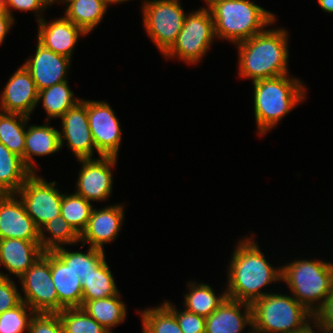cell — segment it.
I'll return each instance as SVG.
<instances>
[{
  "instance_id": "f1b7e54d",
  "label": "cell",
  "mask_w": 333,
  "mask_h": 333,
  "mask_svg": "<svg viewBox=\"0 0 333 333\" xmlns=\"http://www.w3.org/2000/svg\"><path fill=\"white\" fill-rule=\"evenodd\" d=\"M46 231L49 233V236L45 235ZM39 237L40 245L44 252L54 251L57 248L63 247V245H75L80 242V235L61 214L40 228Z\"/></svg>"
},
{
  "instance_id": "c3c4849f",
  "label": "cell",
  "mask_w": 333,
  "mask_h": 333,
  "mask_svg": "<svg viewBox=\"0 0 333 333\" xmlns=\"http://www.w3.org/2000/svg\"><path fill=\"white\" fill-rule=\"evenodd\" d=\"M0 277L9 278L8 274H4V272L2 273L1 271H0Z\"/></svg>"
},
{
  "instance_id": "f6af8a7d",
  "label": "cell",
  "mask_w": 333,
  "mask_h": 333,
  "mask_svg": "<svg viewBox=\"0 0 333 333\" xmlns=\"http://www.w3.org/2000/svg\"><path fill=\"white\" fill-rule=\"evenodd\" d=\"M9 194L10 193L0 183V199L7 197Z\"/></svg>"
},
{
  "instance_id": "5b68a950",
  "label": "cell",
  "mask_w": 333,
  "mask_h": 333,
  "mask_svg": "<svg viewBox=\"0 0 333 333\" xmlns=\"http://www.w3.org/2000/svg\"><path fill=\"white\" fill-rule=\"evenodd\" d=\"M281 268V281L286 283L291 295L314 315L333 289V263L320 259H296Z\"/></svg>"
},
{
  "instance_id": "7402d4cb",
  "label": "cell",
  "mask_w": 333,
  "mask_h": 333,
  "mask_svg": "<svg viewBox=\"0 0 333 333\" xmlns=\"http://www.w3.org/2000/svg\"><path fill=\"white\" fill-rule=\"evenodd\" d=\"M49 124L47 121L44 125L27 126L24 164L32 173L37 172L33 156L51 155L60 150L59 130Z\"/></svg>"
},
{
  "instance_id": "484cf974",
  "label": "cell",
  "mask_w": 333,
  "mask_h": 333,
  "mask_svg": "<svg viewBox=\"0 0 333 333\" xmlns=\"http://www.w3.org/2000/svg\"><path fill=\"white\" fill-rule=\"evenodd\" d=\"M30 117L0 111V142L24 162L26 126Z\"/></svg>"
},
{
  "instance_id": "f546056e",
  "label": "cell",
  "mask_w": 333,
  "mask_h": 333,
  "mask_svg": "<svg viewBox=\"0 0 333 333\" xmlns=\"http://www.w3.org/2000/svg\"><path fill=\"white\" fill-rule=\"evenodd\" d=\"M108 263L105 261L96 271L84 277L82 301L105 299L119 293Z\"/></svg>"
},
{
  "instance_id": "52a82bcc",
  "label": "cell",
  "mask_w": 333,
  "mask_h": 333,
  "mask_svg": "<svg viewBox=\"0 0 333 333\" xmlns=\"http://www.w3.org/2000/svg\"><path fill=\"white\" fill-rule=\"evenodd\" d=\"M216 38L214 22L208 7L187 13L183 27L173 46L163 55L180 58L188 64L200 62Z\"/></svg>"
},
{
  "instance_id": "8d00e7d4",
  "label": "cell",
  "mask_w": 333,
  "mask_h": 333,
  "mask_svg": "<svg viewBox=\"0 0 333 333\" xmlns=\"http://www.w3.org/2000/svg\"><path fill=\"white\" fill-rule=\"evenodd\" d=\"M28 333H64V330L58 314L35 313Z\"/></svg>"
},
{
  "instance_id": "9c48e42d",
  "label": "cell",
  "mask_w": 333,
  "mask_h": 333,
  "mask_svg": "<svg viewBox=\"0 0 333 333\" xmlns=\"http://www.w3.org/2000/svg\"><path fill=\"white\" fill-rule=\"evenodd\" d=\"M25 302L35 313H58V295L51 276V251L44 252L38 260L19 277Z\"/></svg>"
},
{
  "instance_id": "7dc6e473",
  "label": "cell",
  "mask_w": 333,
  "mask_h": 333,
  "mask_svg": "<svg viewBox=\"0 0 333 333\" xmlns=\"http://www.w3.org/2000/svg\"><path fill=\"white\" fill-rule=\"evenodd\" d=\"M316 329H318V331L320 330V332H322V333H333L332 331H330V330H325V329L319 327L318 325H317Z\"/></svg>"
},
{
  "instance_id": "4fadbf2b",
  "label": "cell",
  "mask_w": 333,
  "mask_h": 333,
  "mask_svg": "<svg viewBox=\"0 0 333 333\" xmlns=\"http://www.w3.org/2000/svg\"><path fill=\"white\" fill-rule=\"evenodd\" d=\"M62 132L59 131L60 149L66 140L69 149L78 159L93 158L94 144L87 116V100H81L61 117Z\"/></svg>"
},
{
  "instance_id": "74e56055",
  "label": "cell",
  "mask_w": 333,
  "mask_h": 333,
  "mask_svg": "<svg viewBox=\"0 0 333 333\" xmlns=\"http://www.w3.org/2000/svg\"><path fill=\"white\" fill-rule=\"evenodd\" d=\"M22 302L21 293L13 279L0 277V314Z\"/></svg>"
},
{
  "instance_id": "ffe728a7",
  "label": "cell",
  "mask_w": 333,
  "mask_h": 333,
  "mask_svg": "<svg viewBox=\"0 0 333 333\" xmlns=\"http://www.w3.org/2000/svg\"><path fill=\"white\" fill-rule=\"evenodd\" d=\"M44 253L40 241L0 239V266L21 277Z\"/></svg>"
},
{
  "instance_id": "f907efd6",
  "label": "cell",
  "mask_w": 333,
  "mask_h": 333,
  "mask_svg": "<svg viewBox=\"0 0 333 333\" xmlns=\"http://www.w3.org/2000/svg\"><path fill=\"white\" fill-rule=\"evenodd\" d=\"M3 10V3H0V12Z\"/></svg>"
},
{
  "instance_id": "8992f818",
  "label": "cell",
  "mask_w": 333,
  "mask_h": 333,
  "mask_svg": "<svg viewBox=\"0 0 333 333\" xmlns=\"http://www.w3.org/2000/svg\"><path fill=\"white\" fill-rule=\"evenodd\" d=\"M253 333H295L314 320V315L292 295L268 293L251 304Z\"/></svg>"
},
{
  "instance_id": "7c38bea8",
  "label": "cell",
  "mask_w": 333,
  "mask_h": 333,
  "mask_svg": "<svg viewBox=\"0 0 333 333\" xmlns=\"http://www.w3.org/2000/svg\"><path fill=\"white\" fill-rule=\"evenodd\" d=\"M82 168L76 182L75 194L89 202L105 201L112 194V168L116 166L117 157L100 156L98 159H78Z\"/></svg>"
},
{
  "instance_id": "cb8c5ba5",
  "label": "cell",
  "mask_w": 333,
  "mask_h": 333,
  "mask_svg": "<svg viewBox=\"0 0 333 333\" xmlns=\"http://www.w3.org/2000/svg\"><path fill=\"white\" fill-rule=\"evenodd\" d=\"M66 4L64 17L87 35L101 23L107 6L101 0H61Z\"/></svg>"
},
{
  "instance_id": "ab89813d",
  "label": "cell",
  "mask_w": 333,
  "mask_h": 333,
  "mask_svg": "<svg viewBox=\"0 0 333 333\" xmlns=\"http://www.w3.org/2000/svg\"><path fill=\"white\" fill-rule=\"evenodd\" d=\"M314 321L319 327L333 332V289L322 307L314 314Z\"/></svg>"
},
{
  "instance_id": "4dcf8cb0",
  "label": "cell",
  "mask_w": 333,
  "mask_h": 333,
  "mask_svg": "<svg viewBox=\"0 0 333 333\" xmlns=\"http://www.w3.org/2000/svg\"><path fill=\"white\" fill-rule=\"evenodd\" d=\"M54 252L76 272L81 282L106 261L105 251L93 247H89L86 253L69 251L64 246Z\"/></svg>"
},
{
  "instance_id": "3957f363",
  "label": "cell",
  "mask_w": 333,
  "mask_h": 333,
  "mask_svg": "<svg viewBox=\"0 0 333 333\" xmlns=\"http://www.w3.org/2000/svg\"><path fill=\"white\" fill-rule=\"evenodd\" d=\"M302 83L289 74L253 82L254 114L259 136L267 134L304 101L307 89Z\"/></svg>"
},
{
  "instance_id": "1f68e13d",
  "label": "cell",
  "mask_w": 333,
  "mask_h": 333,
  "mask_svg": "<svg viewBox=\"0 0 333 333\" xmlns=\"http://www.w3.org/2000/svg\"><path fill=\"white\" fill-rule=\"evenodd\" d=\"M142 333H183L176 316L164 305L141 312Z\"/></svg>"
},
{
  "instance_id": "d4e9b609",
  "label": "cell",
  "mask_w": 333,
  "mask_h": 333,
  "mask_svg": "<svg viewBox=\"0 0 333 333\" xmlns=\"http://www.w3.org/2000/svg\"><path fill=\"white\" fill-rule=\"evenodd\" d=\"M187 283L189 293L184 295V307L199 316L207 318L228 298L226 290L216 295L212 287L206 283Z\"/></svg>"
},
{
  "instance_id": "836d02e7",
  "label": "cell",
  "mask_w": 333,
  "mask_h": 333,
  "mask_svg": "<svg viewBox=\"0 0 333 333\" xmlns=\"http://www.w3.org/2000/svg\"><path fill=\"white\" fill-rule=\"evenodd\" d=\"M57 314L64 333H110L81 307L64 308Z\"/></svg>"
},
{
  "instance_id": "d6a6232c",
  "label": "cell",
  "mask_w": 333,
  "mask_h": 333,
  "mask_svg": "<svg viewBox=\"0 0 333 333\" xmlns=\"http://www.w3.org/2000/svg\"><path fill=\"white\" fill-rule=\"evenodd\" d=\"M92 210L93 204L83 197L75 193H63L61 215L79 235L85 229Z\"/></svg>"
},
{
  "instance_id": "603a6c76",
  "label": "cell",
  "mask_w": 333,
  "mask_h": 333,
  "mask_svg": "<svg viewBox=\"0 0 333 333\" xmlns=\"http://www.w3.org/2000/svg\"><path fill=\"white\" fill-rule=\"evenodd\" d=\"M81 308L110 333L112 328L122 324L127 316V308L120 298V292L105 299L82 301Z\"/></svg>"
},
{
  "instance_id": "681fc988",
  "label": "cell",
  "mask_w": 333,
  "mask_h": 333,
  "mask_svg": "<svg viewBox=\"0 0 333 333\" xmlns=\"http://www.w3.org/2000/svg\"><path fill=\"white\" fill-rule=\"evenodd\" d=\"M207 3V6L213 1V0H205Z\"/></svg>"
},
{
  "instance_id": "2e32d148",
  "label": "cell",
  "mask_w": 333,
  "mask_h": 333,
  "mask_svg": "<svg viewBox=\"0 0 333 333\" xmlns=\"http://www.w3.org/2000/svg\"><path fill=\"white\" fill-rule=\"evenodd\" d=\"M25 61L23 65L30 72L38 91L68 81L71 59L45 48L39 42L34 56Z\"/></svg>"
},
{
  "instance_id": "30bf717a",
  "label": "cell",
  "mask_w": 333,
  "mask_h": 333,
  "mask_svg": "<svg viewBox=\"0 0 333 333\" xmlns=\"http://www.w3.org/2000/svg\"><path fill=\"white\" fill-rule=\"evenodd\" d=\"M55 185V181L46 182L37 173H32L15 193L39 230L45 223L61 214L63 193H60Z\"/></svg>"
},
{
  "instance_id": "9a60e30c",
  "label": "cell",
  "mask_w": 333,
  "mask_h": 333,
  "mask_svg": "<svg viewBox=\"0 0 333 333\" xmlns=\"http://www.w3.org/2000/svg\"><path fill=\"white\" fill-rule=\"evenodd\" d=\"M124 214V205L121 203L101 209L93 208L89 221L80 234L81 248L88 243L90 247L104 251L103 245L117 238Z\"/></svg>"
},
{
  "instance_id": "277c9868",
  "label": "cell",
  "mask_w": 333,
  "mask_h": 333,
  "mask_svg": "<svg viewBox=\"0 0 333 333\" xmlns=\"http://www.w3.org/2000/svg\"><path fill=\"white\" fill-rule=\"evenodd\" d=\"M207 7L216 38L233 44L251 38L276 21L272 12L249 0H213Z\"/></svg>"
},
{
  "instance_id": "ee69618b",
  "label": "cell",
  "mask_w": 333,
  "mask_h": 333,
  "mask_svg": "<svg viewBox=\"0 0 333 333\" xmlns=\"http://www.w3.org/2000/svg\"><path fill=\"white\" fill-rule=\"evenodd\" d=\"M107 7L110 6V4H119V3H123L124 1H129V0H101Z\"/></svg>"
},
{
  "instance_id": "5bb4252c",
  "label": "cell",
  "mask_w": 333,
  "mask_h": 333,
  "mask_svg": "<svg viewBox=\"0 0 333 333\" xmlns=\"http://www.w3.org/2000/svg\"><path fill=\"white\" fill-rule=\"evenodd\" d=\"M39 91L30 72L22 65L10 76L0 97V111L30 117L38 104Z\"/></svg>"
},
{
  "instance_id": "e0dca14e",
  "label": "cell",
  "mask_w": 333,
  "mask_h": 333,
  "mask_svg": "<svg viewBox=\"0 0 333 333\" xmlns=\"http://www.w3.org/2000/svg\"><path fill=\"white\" fill-rule=\"evenodd\" d=\"M40 241L39 229L15 193L0 199V239Z\"/></svg>"
},
{
  "instance_id": "83f0119b",
  "label": "cell",
  "mask_w": 333,
  "mask_h": 333,
  "mask_svg": "<svg viewBox=\"0 0 333 333\" xmlns=\"http://www.w3.org/2000/svg\"><path fill=\"white\" fill-rule=\"evenodd\" d=\"M81 100L74 97L67 81L42 89L38 94V104L42 101L47 121L61 117Z\"/></svg>"
},
{
  "instance_id": "4316f807",
  "label": "cell",
  "mask_w": 333,
  "mask_h": 333,
  "mask_svg": "<svg viewBox=\"0 0 333 333\" xmlns=\"http://www.w3.org/2000/svg\"><path fill=\"white\" fill-rule=\"evenodd\" d=\"M32 172L22 158L12 153L0 142V183L9 192L16 193Z\"/></svg>"
},
{
  "instance_id": "e575fe53",
  "label": "cell",
  "mask_w": 333,
  "mask_h": 333,
  "mask_svg": "<svg viewBox=\"0 0 333 333\" xmlns=\"http://www.w3.org/2000/svg\"><path fill=\"white\" fill-rule=\"evenodd\" d=\"M34 315L35 312L22 301L15 308L0 314V333H25V330H29L30 320Z\"/></svg>"
},
{
  "instance_id": "60d3db41",
  "label": "cell",
  "mask_w": 333,
  "mask_h": 333,
  "mask_svg": "<svg viewBox=\"0 0 333 333\" xmlns=\"http://www.w3.org/2000/svg\"><path fill=\"white\" fill-rule=\"evenodd\" d=\"M15 19L12 18L4 9L0 12V45L6 39L7 33H9Z\"/></svg>"
},
{
  "instance_id": "d590c367",
  "label": "cell",
  "mask_w": 333,
  "mask_h": 333,
  "mask_svg": "<svg viewBox=\"0 0 333 333\" xmlns=\"http://www.w3.org/2000/svg\"><path fill=\"white\" fill-rule=\"evenodd\" d=\"M175 316L183 333H205L206 318L186 309L179 311L169 301L163 303Z\"/></svg>"
},
{
  "instance_id": "7bdbcfd3",
  "label": "cell",
  "mask_w": 333,
  "mask_h": 333,
  "mask_svg": "<svg viewBox=\"0 0 333 333\" xmlns=\"http://www.w3.org/2000/svg\"><path fill=\"white\" fill-rule=\"evenodd\" d=\"M312 326L309 324L303 330L295 332V333H315V328L317 327V323L313 320L311 322ZM315 327V328H314ZM314 329V330H313ZM317 333V332H316Z\"/></svg>"
},
{
  "instance_id": "bcb514c9",
  "label": "cell",
  "mask_w": 333,
  "mask_h": 333,
  "mask_svg": "<svg viewBox=\"0 0 333 333\" xmlns=\"http://www.w3.org/2000/svg\"><path fill=\"white\" fill-rule=\"evenodd\" d=\"M49 6H52V4L59 2L61 3V0H44Z\"/></svg>"
},
{
  "instance_id": "f35d334b",
  "label": "cell",
  "mask_w": 333,
  "mask_h": 333,
  "mask_svg": "<svg viewBox=\"0 0 333 333\" xmlns=\"http://www.w3.org/2000/svg\"><path fill=\"white\" fill-rule=\"evenodd\" d=\"M49 5L44 0H4L3 9L13 18V13L11 9L20 11H33L35 16H37V21L42 20L41 13Z\"/></svg>"
},
{
  "instance_id": "8fae6325",
  "label": "cell",
  "mask_w": 333,
  "mask_h": 333,
  "mask_svg": "<svg viewBox=\"0 0 333 333\" xmlns=\"http://www.w3.org/2000/svg\"><path fill=\"white\" fill-rule=\"evenodd\" d=\"M87 116L98 155L118 158L122 130L111 106L106 101L87 100Z\"/></svg>"
},
{
  "instance_id": "44dd1931",
  "label": "cell",
  "mask_w": 333,
  "mask_h": 333,
  "mask_svg": "<svg viewBox=\"0 0 333 333\" xmlns=\"http://www.w3.org/2000/svg\"><path fill=\"white\" fill-rule=\"evenodd\" d=\"M51 276L58 295V313L82 306V283L76 272L51 251Z\"/></svg>"
},
{
  "instance_id": "6da1fadb",
  "label": "cell",
  "mask_w": 333,
  "mask_h": 333,
  "mask_svg": "<svg viewBox=\"0 0 333 333\" xmlns=\"http://www.w3.org/2000/svg\"><path fill=\"white\" fill-rule=\"evenodd\" d=\"M253 235L243 238L234 249L228 265L227 297L252 304L267 295L262 288L281 282V266L274 268L261 252Z\"/></svg>"
},
{
  "instance_id": "d6986e66",
  "label": "cell",
  "mask_w": 333,
  "mask_h": 333,
  "mask_svg": "<svg viewBox=\"0 0 333 333\" xmlns=\"http://www.w3.org/2000/svg\"><path fill=\"white\" fill-rule=\"evenodd\" d=\"M246 325L252 329L251 304L227 298L206 318L205 333H241Z\"/></svg>"
},
{
  "instance_id": "ac0fdd59",
  "label": "cell",
  "mask_w": 333,
  "mask_h": 333,
  "mask_svg": "<svg viewBox=\"0 0 333 333\" xmlns=\"http://www.w3.org/2000/svg\"><path fill=\"white\" fill-rule=\"evenodd\" d=\"M46 21L43 18L38 22V42L45 48L71 59L79 37L87 34L64 16L50 23Z\"/></svg>"
},
{
  "instance_id": "7a4b0ae2",
  "label": "cell",
  "mask_w": 333,
  "mask_h": 333,
  "mask_svg": "<svg viewBox=\"0 0 333 333\" xmlns=\"http://www.w3.org/2000/svg\"><path fill=\"white\" fill-rule=\"evenodd\" d=\"M288 35L283 28L264 29L235 44L239 52V76L254 82L289 74Z\"/></svg>"
},
{
  "instance_id": "b9f144b4",
  "label": "cell",
  "mask_w": 333,
  "mask_h": 333,
  "mask_svg": "<svg viewBox=\"0 0 333 333\" xmlns=\"http://www.w3.org/2000/svg\"><path fill=\"white\" fill-rule=\"evenodd\" d=\"M318 3L323 11L333 13V0H318Z\"/></svg>"
},
{
  "instance_id": "ba28073f",
  "label": "cell",
  "mask_w": 333,
  "mask_h": 333,
  "mask_svg": "<svg viewBox=\"0 0 333 333\" xmlns=\"http://www.w3.org/2000/svg\"><path fill=\"white\" fill-rule=\"evenodd\" d=\"M142 11L145 31L164 55L175 43L187 14L179 0H144Z\"/></svg>"
}]
</instances>
